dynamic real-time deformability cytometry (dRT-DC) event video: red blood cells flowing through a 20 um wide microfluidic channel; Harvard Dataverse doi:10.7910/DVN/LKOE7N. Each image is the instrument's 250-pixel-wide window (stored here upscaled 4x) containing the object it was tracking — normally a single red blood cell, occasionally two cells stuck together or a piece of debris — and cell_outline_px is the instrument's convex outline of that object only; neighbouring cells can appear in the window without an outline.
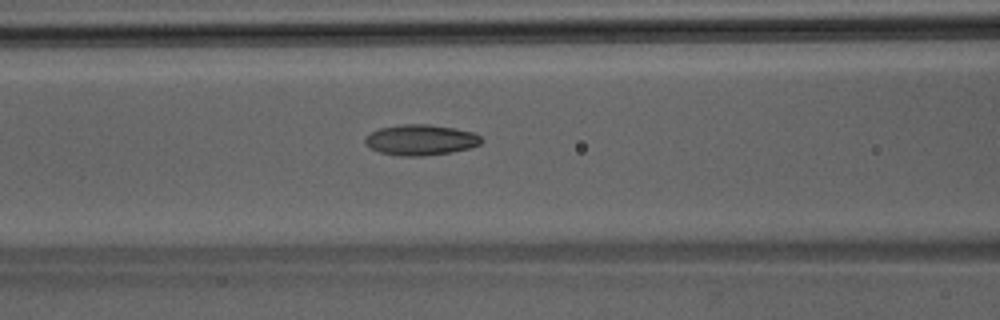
{"species": "Egyptian fruit bat (a non-hibernating species)", "species_latin": "Rousettus aegyptiacus", "temperature_condition": "room temperature", "stored_images_in_passage": 31, "camera_frame_rate_fps": 3000, "um_per_image_px": 0.085, "animal": {"sex": "male"}, "frame": {"image": 1, "passage_image": 5, "time_ms": 1.333, "image_size_px": [1000, 320], "cell_outline_px": [[484, 140], [480, 144], [468, 148], [452, 152], [424, 156], [400, 156], [380, 152], [372, 148], [364, 140], [372, 132], [380, 128], [404, 124], [428, 124], [456, 128], [472, 132], [480, 136]], "centroid_in_image_um": [35.81, 11.89], "position_along_channel_um": 130.8, "area_um2": 20.58}}
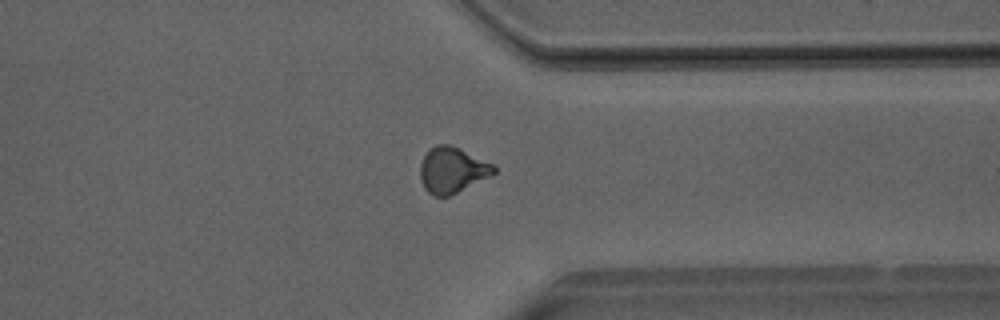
{"frame": {"image": 2, "passage_image": 21, "time_ms": 6.667, "image_size_px": [1000, 320], "cell_outline_px": [[496, 172], [492, 176], [448, 196], [432, 196], [424, 188], [420, 180], [420, 164], [424, 156], [436, 144], [452, 144], [492, 164], [496, 168]], "centroid_in_image_um": [38.43, 14.46], "position_along_channel_um": 373.0, "area_um2": 19.65}}
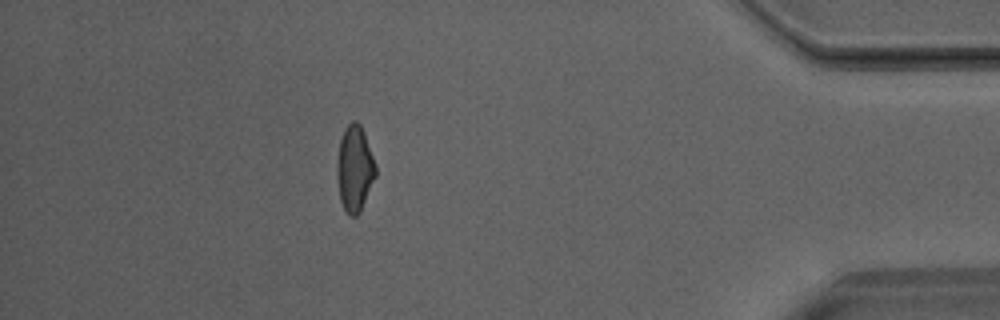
{"frame": {"image": 3, "passage_image": 26, "time_ms": 8.333, "image_size_px": [1000, 320], "cell_outline_px": [[376, 176], [360, 212], [356, 216], [348, 216], [344, 212], [340, 200], [336, 176], [336, 164], [340, 140], [344, 128], [352, 120], [356, 120], [360, 124], [364, 132], [376, 164]], "centroid_in_image_um": [30.13, 14.35], "position_along_channel_um": 405.1, "area_um2": 19.71}}